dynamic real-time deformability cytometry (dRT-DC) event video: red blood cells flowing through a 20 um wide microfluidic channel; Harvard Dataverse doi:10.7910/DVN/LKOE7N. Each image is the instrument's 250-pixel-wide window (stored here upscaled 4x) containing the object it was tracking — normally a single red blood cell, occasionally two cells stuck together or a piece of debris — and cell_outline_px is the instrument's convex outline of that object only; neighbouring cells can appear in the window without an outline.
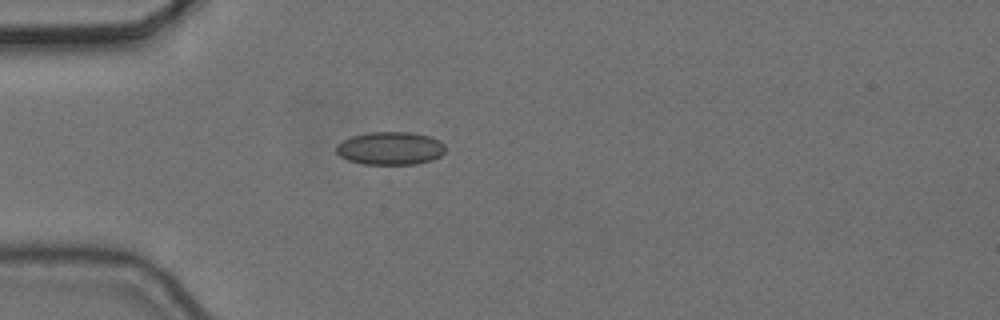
{"species": "common noctule bat (a hibernating species)", "species_latin": "Nyctalus noctula", "temperature_condition": "cold", "stored_images_in_passage": 2, "camera_frame_rate_fps": 3000, "um_per_image_px": 0.085, "animal": {"sex": "female", "body_mass_g": 24.6, "forearm_length_mm": 56.2}, "frame": {"image": 1, "passage_image": 1, "time_ms": 0.0, "image_size_px": [1000, 320], "cell_outline_px": [[444, 152], [440, 156], [432, 160], [416, 164], [364, 164], [348, 160], [340, 156], [336, 152], [336, 144], [352, 136], [368, 132], [412, 132], [428, 136], [440, 140], [444, 144]], "centroid_in_image_um": [33.17, 12.6], "position_along_channel_um": 51.8, "area_um2": 21.04}}